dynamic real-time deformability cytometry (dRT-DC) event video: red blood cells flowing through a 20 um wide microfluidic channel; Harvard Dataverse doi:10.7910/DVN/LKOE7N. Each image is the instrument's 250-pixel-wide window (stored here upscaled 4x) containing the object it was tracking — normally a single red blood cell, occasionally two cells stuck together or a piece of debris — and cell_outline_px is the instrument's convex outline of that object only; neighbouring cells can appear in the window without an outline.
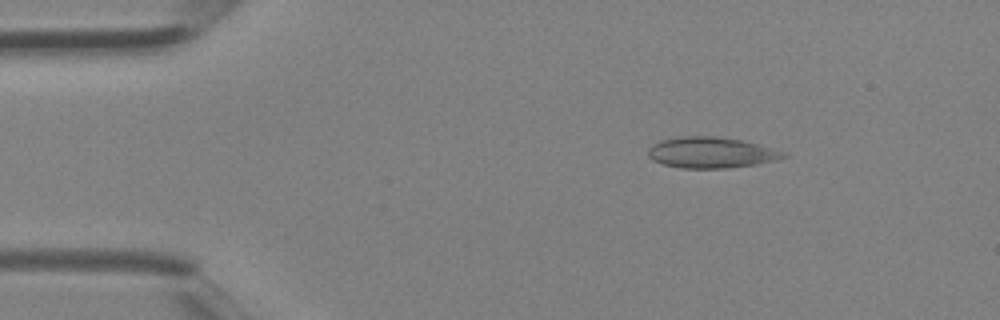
{"species": "Egyptian fruit bat (a non-hibernating species)", "species_latin": "Rousettus aegyptiacus", "temperature_condition": "room temperature", "stored_images_in_passage": 4, "camera_frame_rate_fps": 3000, "um_per_image_px": 0.085, "animal": {"sex": "female"}, "frame": {"image": 1, "passage_image": 2, "time_ms": 0.333, "image_size_px": [1000, 320], "cell_outline_px": [[788, 156], [776, 160], [756, 164], [728, 168], [680, 168], [664, 164], [652, 160], [648, 156], [648, 148], [652, 144], [660, 140], [684, 136], [712, 136], [740, 140], [772, 148], [784, 152]], "centroid_in_image_um": [60.41, 12.97], "position_along_channel_um": 24.6, "area_um2": 24.22}}
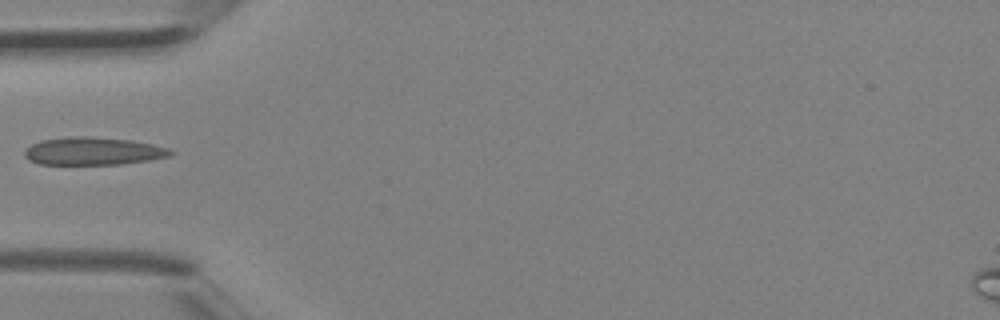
{"frame": {"image": 2, "passage_image": 4, "time_ms": 1.0, "image_size_px": [1000, 320], "cell_outline_px": [[176, 152], [168, 156], [148, 160], [120, 164], [40, 164], [28, 160], [24, 156], [24, 152], [32, 144], [40, 140], [72, 136], [88, 136], [132, 140], [152, 144], [168, 148]], "centroid_in_image_um": [7.9, 12.84], "position_along_channel_um": 77.1, "area_um2": 23.58}}